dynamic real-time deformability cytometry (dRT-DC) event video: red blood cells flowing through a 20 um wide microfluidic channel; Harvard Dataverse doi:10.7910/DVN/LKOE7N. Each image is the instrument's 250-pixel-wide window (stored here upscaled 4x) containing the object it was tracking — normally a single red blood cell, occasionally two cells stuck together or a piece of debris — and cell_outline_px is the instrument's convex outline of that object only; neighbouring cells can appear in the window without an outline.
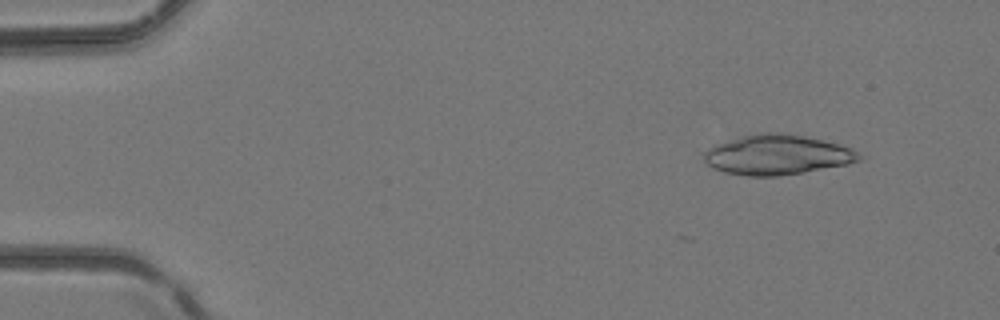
{"species": "common noctule bat (a hibernating species)", "species_latin": "Nyctalus noctula", "temperature_condition": "room temperature", "stored_images_in_passage": 4, "camera_frame_rate_fps": 3000, "um_per_image_px": 0.085, "animal": {"sex": "female", "body_mass_g": 24.6, "forearm_length_mm": 56.2}, "frame": {"image": 1, "passage_image": 1, "time_ms": 0.0, "image_size_px": [1000, 320], "cell_outline_px": [[860, 160], [848, 164], [804, 172], [776, 176], [748, 176], [724, 172], [712, 168], [704, 160], [704, 152], [716, 144], [740, 136], [760, 132], [784, 132], [804, 136], [852, 148], [860, 156]], "centroid_in_image_um": [66.02, 13.15], "position_along_channel_um": 19.0, "area_um2": 35.89}}
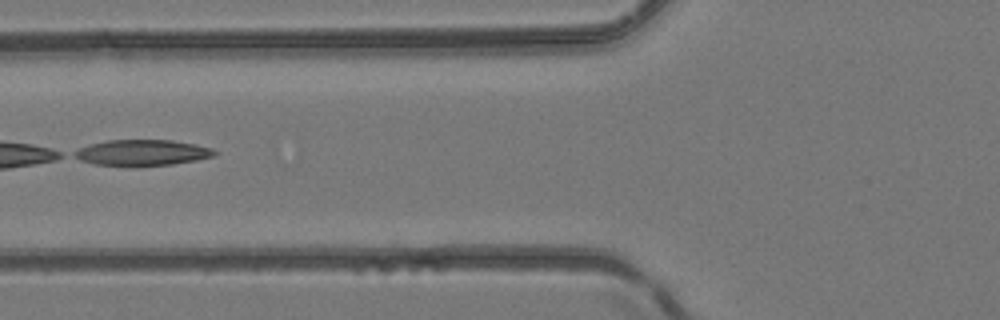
{"frame": {"image": 2, "passage_image": 4, "time_ms": 1.0, "image_size_px": [1000, 320], "cell_outline_px": [[216, 152], [212, 156], [196, 160], [172, 164], [96, 164], [80, 160], [72, 156], [72, 152], [88, 144], [108, 140], [172, 140], [196, 144], [212, 148]], "centroid_in_image_um": [12.06, 12.94], "position_along_channel_um": 113.7, "area_um2": 20.52}}